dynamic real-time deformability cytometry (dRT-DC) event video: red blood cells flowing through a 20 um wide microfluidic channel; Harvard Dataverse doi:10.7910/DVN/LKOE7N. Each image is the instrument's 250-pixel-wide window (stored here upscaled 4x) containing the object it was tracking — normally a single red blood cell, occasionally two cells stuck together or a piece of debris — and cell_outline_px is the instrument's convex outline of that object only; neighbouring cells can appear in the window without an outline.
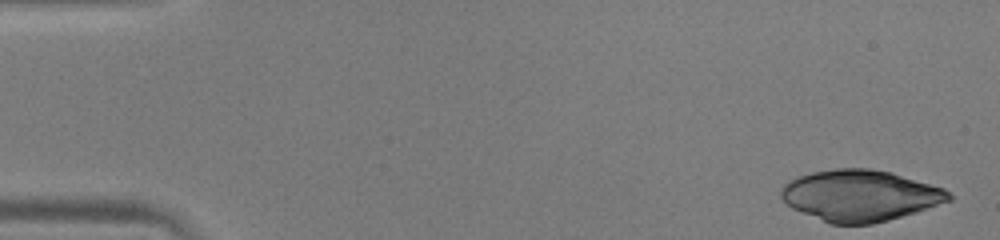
{"species": "human", "species_latin": "Homo sapiens", "temperature_condition": "warm", "stored_images_in_passage": 50, "camera_frame_rate_fps": 3000, "um_per_image_px": 0.085, "donor": {"sex": "male"}, "frame": {"image": 1, "passage_image": 1, "time_ms": 0.0, "image_size_px": [1000, 240], "cell_outline_px": [[952, 200], [916, 212], [888, 220], [872, 224], [832, 224], [792, 208], [780, 196], [780, 188], [788, 180], [812, 172], [836, 168], [872, 168], [892, 172], [944, 188], [952, 196]], "centroid_in_image_um": [73.11, 16.61], "position_along_channel_um": 11.9, "area_um2": 50.0}}
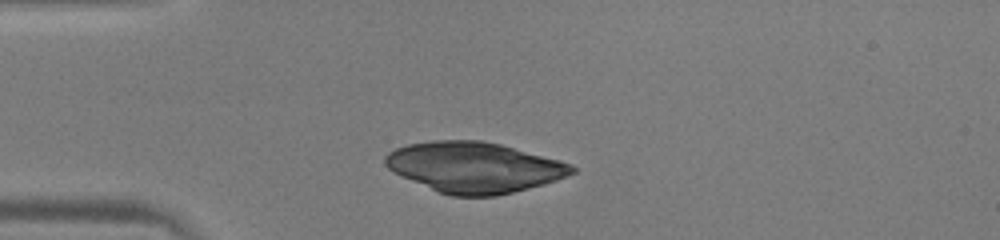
{"frame": {"image": 2, "passage_image": 14, "time_ms": 4.333, "image_size_px": [1000, 240], "cell_outline_px": [[576, 172], [556, 180], [544, 184], [496, 196], [452, 196], [440, 192], [400, 176], [388, 168], [384, 164], [384, 156], [388, 152], [396, 148], [408, 144], [432, 140], [480, 140], [500, 144], [560, 160], [572, 164], [576, 168]], "centroid_in_image_um": [40.3, 14.21], "position_along_channel_um": 44.7, "area_um2": 54.91}}
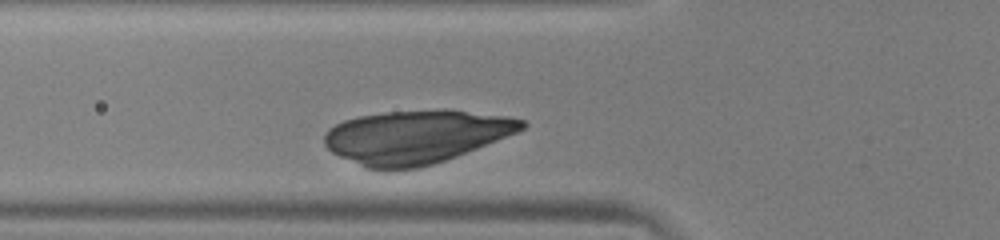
{"frame": {"image": 3, "passage_image": 21, "time_ms": 6.667, "image_size_px": [1000, 240], "cell_outline_px": [[528, 124], [524, 128], [516, 132], [456, 156], [420, 168], [368, 168], [340, 156], [332, 152], [324, 144], [324, 136], [328, 128], [344, 120], [360, 116], [384, 112], [444, 108], [448, 108], [508, 116], [524, 120]], "centroid_in_image_um": [35.37, 11.58], "position_along_channel_um": 90.4, "area_um2": 60.98}}